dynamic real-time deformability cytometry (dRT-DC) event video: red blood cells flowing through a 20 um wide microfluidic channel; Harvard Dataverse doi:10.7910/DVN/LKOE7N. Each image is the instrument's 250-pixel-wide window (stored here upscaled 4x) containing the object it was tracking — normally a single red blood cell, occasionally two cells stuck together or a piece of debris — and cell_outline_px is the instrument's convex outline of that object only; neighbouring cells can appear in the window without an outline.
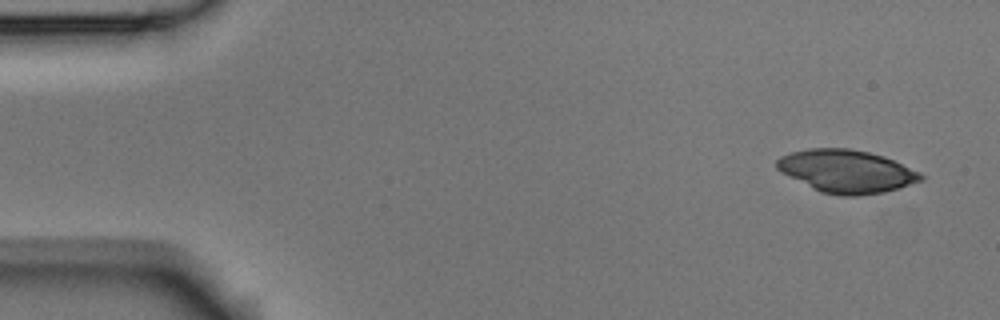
{"species": "Egyptian fruit bat (a non-hibernating species)", "species_latin": "Rousettus aegyptiacus", "temperature_condition": "room temperature", "stored_images_in_passage": 3, "camera_frame_rate_fps": 3000, "um_per_image_px": 0.085, "animal": {"sex": "male"}, "frame": {"image": 1, "passage_image": 1, "time_ms": 0.0, "image_size_px": [1000, 320], "cell_outline_px": [[924, 180], [884, 192], [856, 196], [840, 196], [820, 192], [780, 172], [776, 168], [776, 160], [780, 156], [792, 152], [808, 148], [848, 148], [868, 152], [884, 156], [920, 172], [924, 176]], "centroid_in_image_um": [71.94, 14.56], "position_along_channel_um": 13.1, "area_um2": 36.01}}